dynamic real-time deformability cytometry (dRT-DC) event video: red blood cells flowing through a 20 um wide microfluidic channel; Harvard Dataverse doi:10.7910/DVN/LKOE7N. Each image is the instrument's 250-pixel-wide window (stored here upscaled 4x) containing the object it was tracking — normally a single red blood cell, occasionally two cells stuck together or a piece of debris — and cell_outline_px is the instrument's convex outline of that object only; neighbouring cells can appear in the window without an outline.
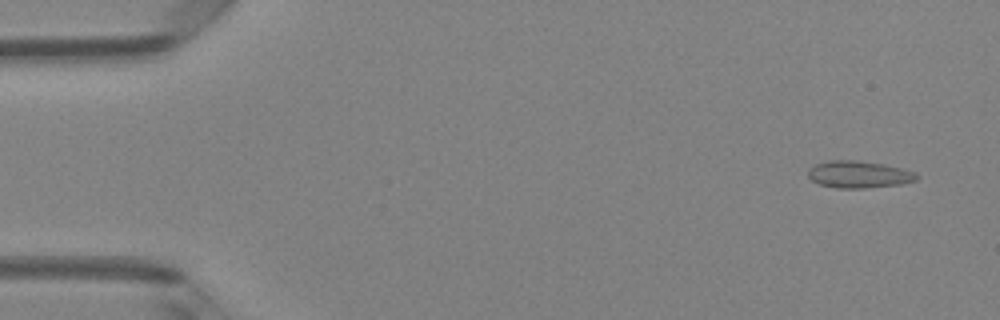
{"species": "Egyptian fruit bat (a non-hibernating species)", "species_latin": "Rousettus aegyptiacus", "temperature_condition": "room temperature", "stored_images_in_passage": 4, "camera_frame_rate_fps": 3000, "um_per_image_px": 0.085, "animal": {"sex": "female"}, "frame": {"image": 1, "passage_image": 1, "time_ms": 0.0, "image_size_px": [1000, 320], "cell_outline_px": [[920, 176], [916, 180], [900, 184], [864, 188], [836, 188], [820, 184], [812, 180], [808, 176], [808, 168], [816, 164], [828, 160], [856, 160], [884, 164], [916, 172]], "centroid_in_image_um": [72.99, 14.82], "position_along_channel_um": 12.0, "area_um2": 17.11}}
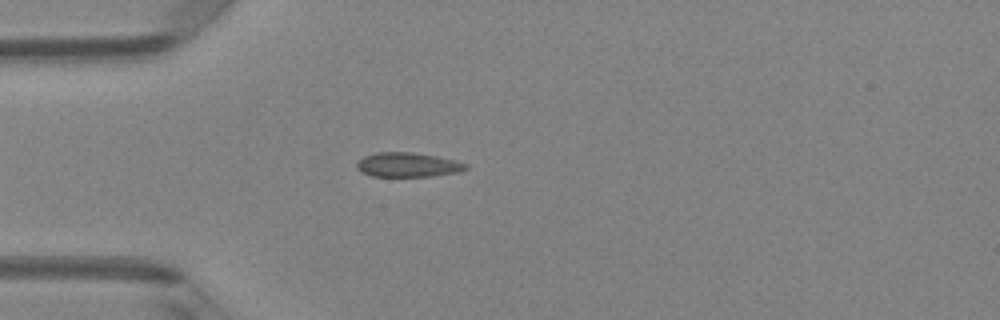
{"frame": {"image": 2, "passage_image": 4, "time_ms": 1.0, "image_size_px": [1000, 320], "cell_outline_px": [[468, 168], [460, 172], [432, 176], [372, 176], [356, 168], [356, 164], [364, 156], [376, 152], [412, 152], [436, 156], [456, 160], [468, 164]], "centroid_in_image_um": [34.7, 14.0], "position_along_channel_um": 50.3, "area_um2": 15.49}}